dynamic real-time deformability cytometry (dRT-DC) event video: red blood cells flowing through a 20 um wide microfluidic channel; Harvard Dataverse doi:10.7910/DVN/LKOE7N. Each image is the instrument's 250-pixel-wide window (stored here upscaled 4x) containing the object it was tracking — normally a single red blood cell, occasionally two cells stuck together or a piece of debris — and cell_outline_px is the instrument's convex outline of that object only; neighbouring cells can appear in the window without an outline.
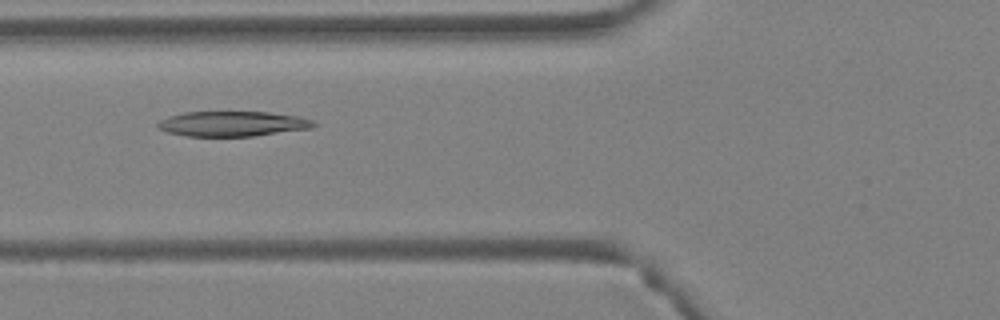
{"species": "Egyptian fruit bat (a non-hibernating species)", "species_latin": "Rousettus aegyptiacus", "temperature_condition": "warm", "stored_images_in_passage": 2, "camera_frame_rate_fps": 3000, "um_per_image_px": 0.085, "animal": {"sex": "female"}, "frame": {"image": 1, "passage_image": 2, "time_ms": 0.333, "image_size_px": [1000, 320], "cell_outline_px": [[316, 124], [312, 128], [252, 136], [184, 136], [168, 132], [160, 128], [156, 124], [160, 120], [168, 116], [184, 112], [268, 112], [300, 116], [312, 120]], "centroid_in_image_um": [19.76, 10.52], "position_along_channel_um": 106.0, "area_um2": 22.72}}